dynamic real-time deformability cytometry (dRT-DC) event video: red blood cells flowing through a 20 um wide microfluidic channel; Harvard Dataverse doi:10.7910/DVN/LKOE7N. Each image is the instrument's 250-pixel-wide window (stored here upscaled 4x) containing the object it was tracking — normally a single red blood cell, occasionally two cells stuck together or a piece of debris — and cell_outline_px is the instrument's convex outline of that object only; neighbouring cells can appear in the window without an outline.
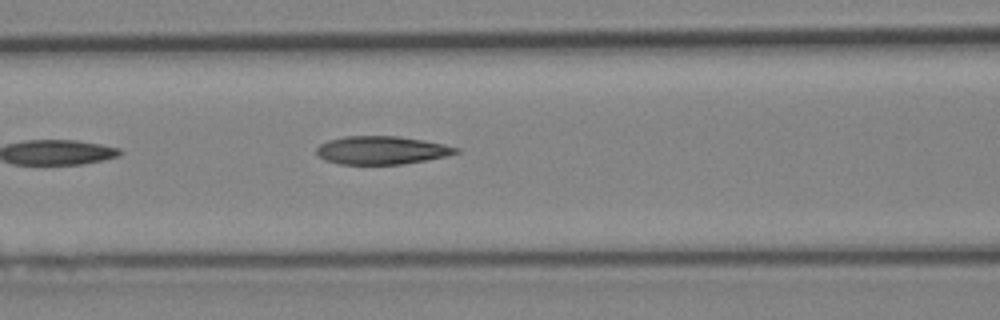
{"species": "Egyptian fruit bat (a non-hibernating species)", "species_latin": "Rousettus aegyptiacus", "temperature_condition": "cold", "stored_images_in_passage": 5, "camera_frame_rate_fps": 3000, "um_per_image_px": 0.085, "animal": {"sex": "female"}, "frame": {"image": 1, "passage_image": 5, "time_ms": 5.667, "image_size_px": [1000, 320], "cell_outline_px": [[460, 152], [448, 156], [404, 164], [340, 164], [324, 160], [316, 152], [316, 148], [320, 144], [328, 140], [344, 136], [396, 136], [424, 140], [444, 144], [460, 148]], "centroid_in_image_um": [32.46, 12.77], "position_along_channel_um": 134.1, "area_um2": 23.0}}